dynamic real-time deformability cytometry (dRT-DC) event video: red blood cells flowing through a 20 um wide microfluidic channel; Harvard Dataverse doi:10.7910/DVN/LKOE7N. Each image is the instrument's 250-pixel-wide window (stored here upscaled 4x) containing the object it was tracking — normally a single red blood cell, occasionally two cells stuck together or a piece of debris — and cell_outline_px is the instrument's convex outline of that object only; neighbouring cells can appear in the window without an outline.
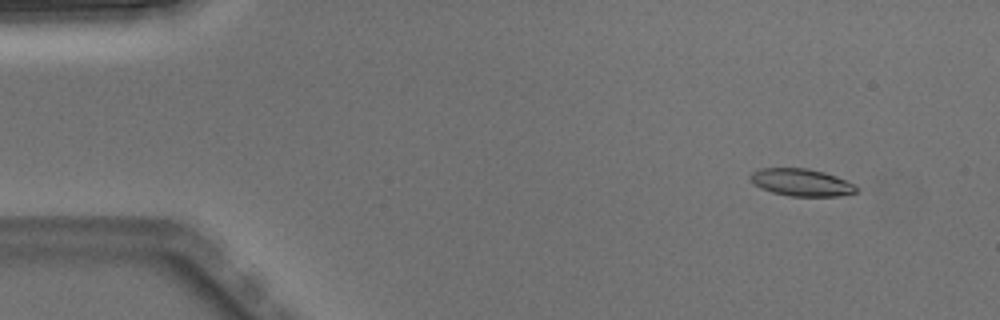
{"species": "Egyptian fruit bat (a non-hibernating species)", "species_latin": "Rousettus aegyptiacus", "temperature_condition": "warm", "stored_images_in_passage": 5, "camera_frame_rate_fps": 3000, "um_per_image_px": 0.085, "animal": {"sex": "male"}, "frame": {"image": 1, "passage_image": 2, "time_ms": 0.333, "image_size_px": [1000, 320], "cell_outline_px": [[856, 192], [840, 196], [788, 196], [772, 192], [756, 184], [748, 176], [752, 172], [760, 168], [808, 168], [824, 172], [836, 176], [852, 184], [856, 188]], "centroid_in_image_um": [68.1, 15.5], "position_along_channel_um": 16.9, "area_um2": 16.59}}